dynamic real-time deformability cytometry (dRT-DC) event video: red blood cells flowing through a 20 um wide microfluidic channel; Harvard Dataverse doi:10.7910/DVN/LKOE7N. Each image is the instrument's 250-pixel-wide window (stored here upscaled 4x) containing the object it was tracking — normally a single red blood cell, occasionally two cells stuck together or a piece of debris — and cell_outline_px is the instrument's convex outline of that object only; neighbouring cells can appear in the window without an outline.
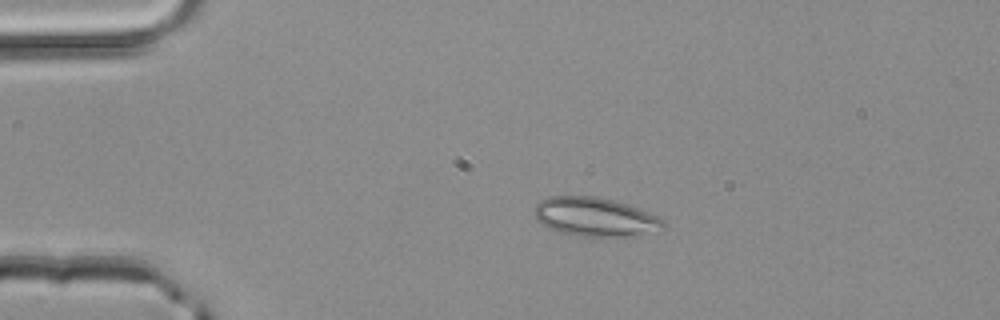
{"species": "common noctule bat (a hibernating species)", "species_latin": "Nyctalus noctula", "temperature_condition": "room temperature", "stored_images_in_passage": 3, "camera_frame_rate_fps": 3000, "um_per_image_px": 0.085, "animal": {"sex": "male", "body_mass_g": 20.4}, "frame": {"image": 1, "passage_image": 2, "time_ms": 0.333, "image_size_px": [1000, 320], "cell_outline_px": [[664, 228], [628, 236], [576, 236], [560, 232], [548, 228], [540, 224], [536, 220], [532, 212], [536, 204], [540, 200], [548, 196], [596, 196], [616, 200], [628, 204], [656, 216], [664, 220]], "centroid_in_image_um": [50.48, 18.42], "position_along_channel_um": 34.5, "area_um2": 29.25}}